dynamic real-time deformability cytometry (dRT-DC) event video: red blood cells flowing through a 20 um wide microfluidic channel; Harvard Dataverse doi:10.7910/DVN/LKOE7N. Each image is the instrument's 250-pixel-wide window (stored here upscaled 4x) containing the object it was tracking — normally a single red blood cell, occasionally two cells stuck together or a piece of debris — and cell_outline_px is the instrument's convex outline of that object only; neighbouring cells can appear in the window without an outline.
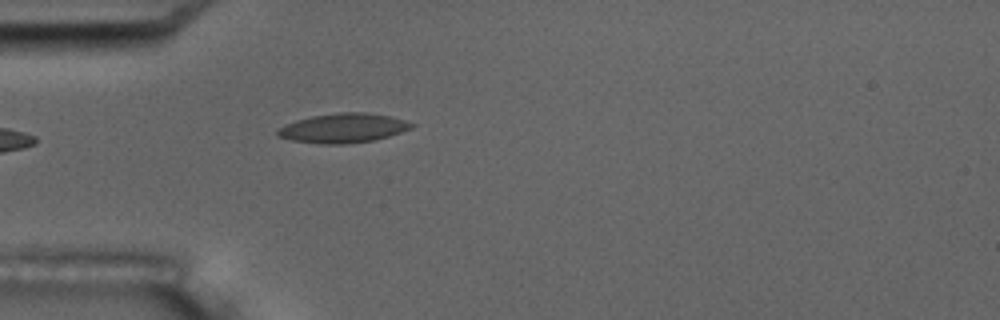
{"species": "common noctule bat (a hibernating species)", "species_latin": "Nyctalus noctula", "temperature_condition": "room temperature", "stored_images_in_passage": 5, "camera_frame_rate_fps": 3000, "um_per_image_px": 0.085, "animal": {"sex": "male", "body_mass_g": 17.5, "forearm_length_mm": 52.3}, "frame": {"image": 1, "passage_image": 5, "time_ms": 6.333, "image_size_px": [1000, 320], "cell_outline_px": [[416, 124], [412, 128], [388, 136], [372, 140], [344, 144], [320, 144], [292, 140], [276, 136], [276, 132], [284, 124], [296, 120], [312, 116], [340, 112], [364, 112], [392, 116]], "centroid_in_image_um": [29.16, 10.88], "position_along_channel_um": 55.8, "area_um2": 22.89}}